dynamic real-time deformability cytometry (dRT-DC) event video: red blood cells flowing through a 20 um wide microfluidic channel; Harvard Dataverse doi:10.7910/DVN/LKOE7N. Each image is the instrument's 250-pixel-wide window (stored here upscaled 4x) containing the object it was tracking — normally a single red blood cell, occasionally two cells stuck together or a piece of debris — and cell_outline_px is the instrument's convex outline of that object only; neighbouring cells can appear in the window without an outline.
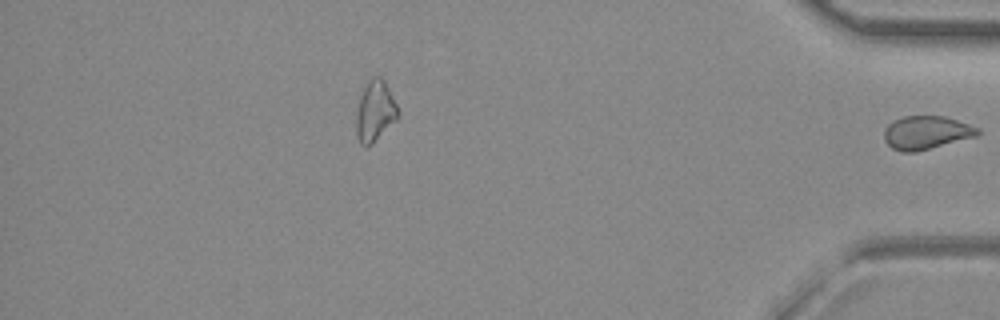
{"species": "common noctule bat (a hibernating species)", "species_latin": "Nyctalus noctula", "temperature_condition": "room temperature", "stored_images_in_passage": 40, "segment_of_instrument_passage": [2, 2], "camera_frame_rate_fps": 3000, "um_per_image_px": 0.085, "animal": {"sex": "female", "body_mass_g": 29.2, "forearm_length_mm": 56.3}, "frame": {"image": 1, "passage_image": 40, "time_ms": 13.0, "image_size_px": [1000, 320], "cell_outline_px": [[980, 132], [976, 136], [916, 152], [904, 152], [892, 148], [884, 140], [884, 132], [888, 124], [892, 120], [904, 116], [944, 116], [980, 128]], "centroid_in_image_um": [78.72, 11.27], "position_along_channel_um": 356.5, "area_um2": 18.09}}